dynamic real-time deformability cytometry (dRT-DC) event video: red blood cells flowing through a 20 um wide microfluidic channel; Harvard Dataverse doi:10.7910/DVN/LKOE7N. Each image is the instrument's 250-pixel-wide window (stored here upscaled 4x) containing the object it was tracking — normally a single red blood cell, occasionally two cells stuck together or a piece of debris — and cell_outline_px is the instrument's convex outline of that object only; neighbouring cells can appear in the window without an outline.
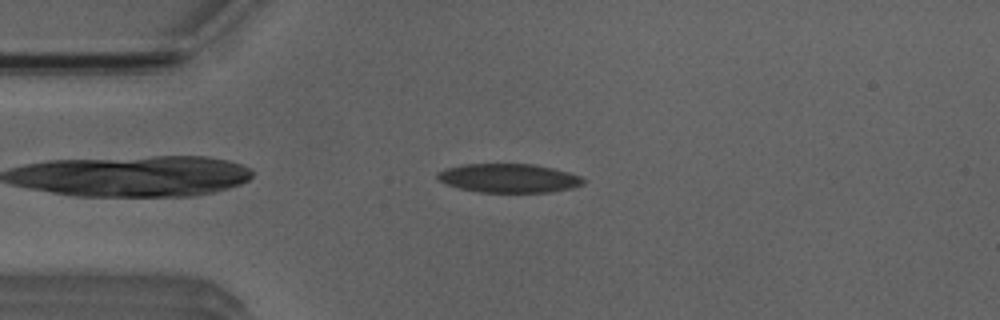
{"species": "Egyptian fruit bat (a non-hibernating species)", "species_latin": "Rousettus aegyptiacus", "temperature_condition": "room temperature", "stored_images_in_passage": 4, "camera_frame_rate_fps": 3000, "um_per_image_px": 0.085, "animal": {"sex": "male"}, "frame": {"image": 1, "passage_image": 3, "time_ms": 2.333, "image_size_px": [1000, 320], "cell_outline_px": [[588, 180], [584, 184], [572, 188], [552, 192], [480, 192], [460, 188], [436, 180], [436, 172], [444, 168], [464, 164], [536, 164], [568, 172], [580, 176]], "centroid_in_image_um": [43.25, 15.14], "position_along_channel_um": 41.7, "area_um2": 24.74}}